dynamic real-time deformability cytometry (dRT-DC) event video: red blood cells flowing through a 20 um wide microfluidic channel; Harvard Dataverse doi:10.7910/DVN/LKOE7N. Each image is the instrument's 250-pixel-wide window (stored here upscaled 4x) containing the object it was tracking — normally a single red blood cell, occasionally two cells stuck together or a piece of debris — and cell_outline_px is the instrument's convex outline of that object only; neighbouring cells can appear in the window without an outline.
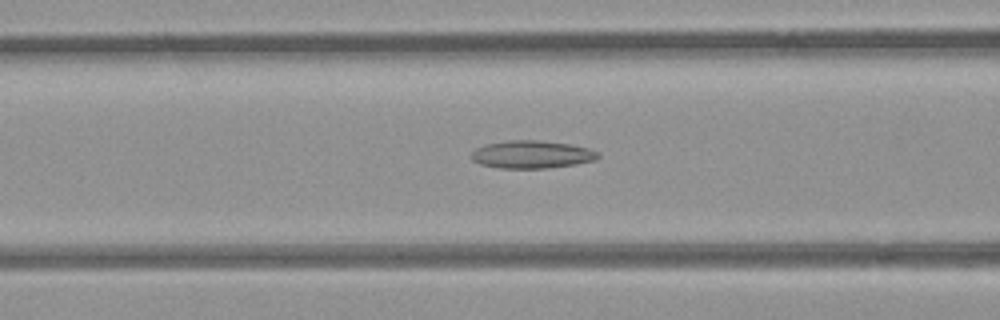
{"species": "common noctule bat (a hibernating species)", "species_latin": "Nyctalus noctula", "temperature_condition": "room temperature", "stored_images_in_passage": 52, "camera_frame_rate_fps": 3000, "um_per_image_px": 0.085, "animal": {"sex": "female", "body_mass_g": 21.9}, "frame": {"image": 1, "passage_image": 21, "time_ms": 6.667, "image_size_px": [1000, 320], "cell_outline_px": [[600, 156], [596, 160], [576, 164], [548, 168], [500, 168], [480, 164], [472, 160], [472, 152], [476, 148], [488, 144], [508, 140], [536, 140], [568, 144], [588, 148], [600, 152]], "centroid_in_image_um": [45.23, 13.13], "position_along_channel_um": 121.4, "area_um2": 20.4}}
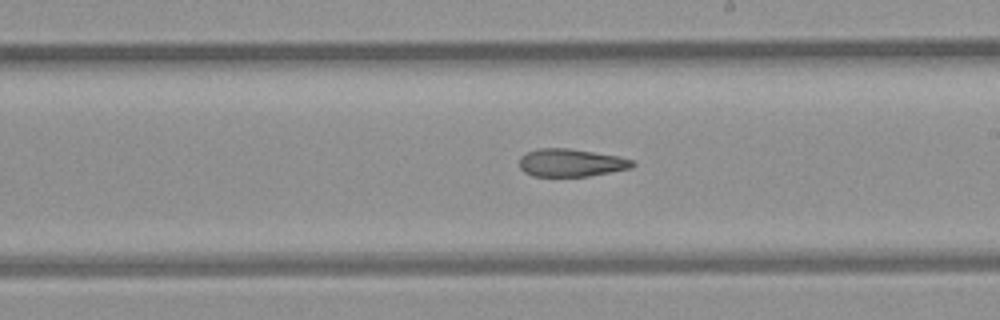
{"frame": {"image": 2, "passage_image": 30, "time_ms": 9.667, "image_size_px": [1000, 320], "cell_outline_px": [[636, 164], [632, 168], [588, 176], [532, 176], [524, 172], [520, 168], [520, 156], [528, 152], [540, 148], [568, 148], [616, 156], [632, 160]], "centroid_in_image_um": [48.52, 13.84], "position_along_channel_um": 240.5, "area_um2": 18.15}}
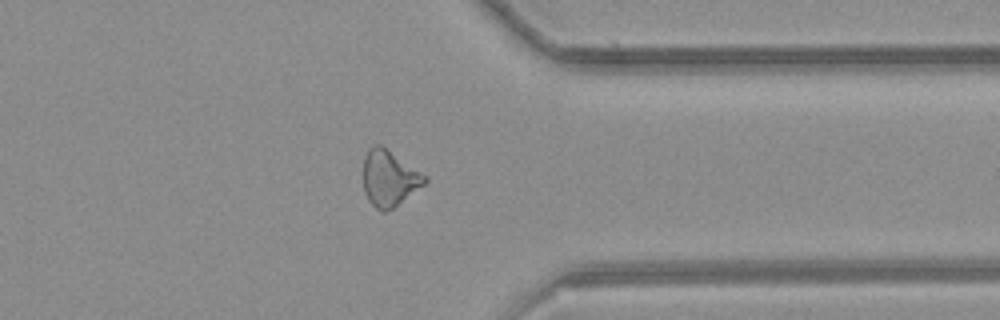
{"frame": {"image": 3, "passage_image": 41, "time_ms": 13.333, "image_size_px": [1000, 320], "cell_outline_px": [[428, 180], [424, 184], [392, 208], [384, 212], [380, 212], [368, 200], [364, 192], [364, 156], [368, 148], [372, 144], [380, 144], [428, 176]], "centroid_in_image_um": [33.07, 15.13], "position_along_channel_um": 378.3, "area_um2": 19.94}, "authors_computed_cell_mechanics": {"area_um2": 20.6346, "velocity_mm_per_s": 3.964, "shape_relaxation_time_tau1_ms": null, "shape_relaxation_time_tau2_ms": 5.491, "deformation_change_tau1": null, "deformation_change_tau2": 0.1638}}